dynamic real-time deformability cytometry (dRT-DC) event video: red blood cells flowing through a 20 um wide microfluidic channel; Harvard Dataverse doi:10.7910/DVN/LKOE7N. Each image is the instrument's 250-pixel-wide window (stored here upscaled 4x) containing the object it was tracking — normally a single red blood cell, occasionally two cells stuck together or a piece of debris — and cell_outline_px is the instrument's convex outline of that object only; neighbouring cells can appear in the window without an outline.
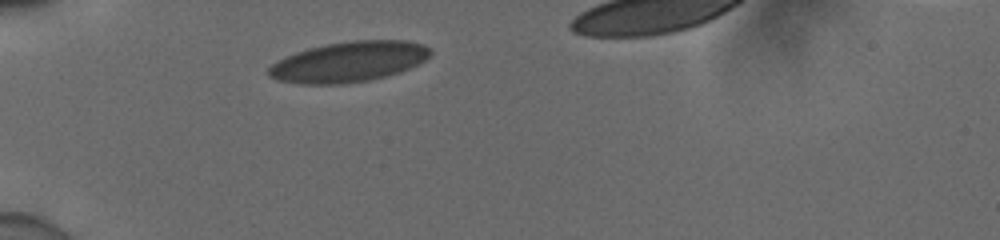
{"species": "human", "species_latin": "Homo sapiens", "temperature_condition": "cold", "stored_images_in_passage": 30, "camera_frame_rate_fps": 3000, "um_per_image_px": 0.085, "donor": {"sex": "male"}, "frame": {"image": 1, "passage_image": 1, "time_ms": 0.0, "image_size_px": [1000, 240], "cell_outline_px": [[432, 56], [400, 72], [368, 80], [344, 84], [300, 84], [276, 80], [268, 76], [268, 68], [276, 60], [284, 56], [308, 48], [328, 44], [352, 40], [408, 40], [424, 44], [432, 48]], "centroid_in_image_um": [29.64, 5.24], "position_along_channel_um": 55.4, "area_um2": 38.32}}
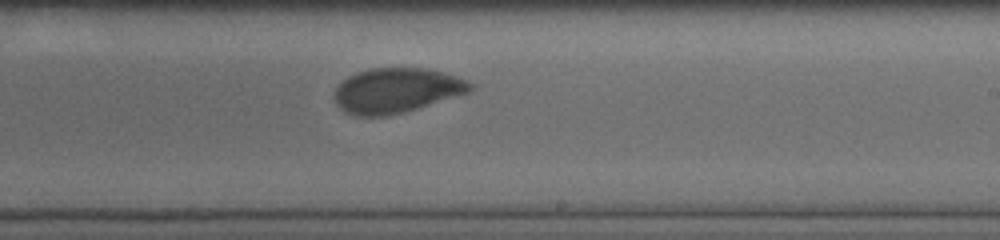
{"frame": {"image": 2, "passage_image": 18, "time_ms": 5.667, "image_size_px": [1000, 240], "cell_outline_px": [[476, 84], [468, 92], [416, 108], [388, 116], [356, 116], [344, 112], [336, 104], [332, 96], [336, 84], [348, 76], [356, 72], [372, 68], [428, 68], [444, 72], [456, 76]], "centroid_in_image_um": [33.63, 7.68], "position_along_channel_um": 255.4, "area_um2": 35.66}}
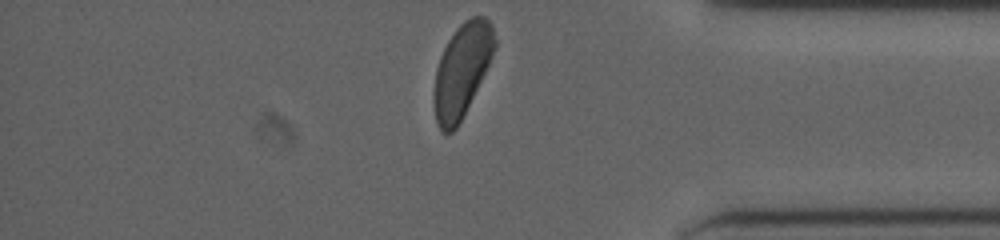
{"frame": {"image": 3, "passage_image": 30, "time_ms": 9.667, "image_size_px": [1000, 240], "cell_outline_px": [[496, 48], [456, 128], [452, 132], [444, 132], [440, 128], [436, 120], [432, 100], [432, 92], [436, 68], [440, 56], [448, 40], [456, 28], [464, 20], [472, 16], [484, 16], [492, 24], [496, 40]], "centroid_in_image_um": [39.23, 5.92], "position_along_channel_um": 396.0, "area_um2": 32.6}, "authors_computed_cell_mechanics": {"area_um2": 36.3273, "velocity_mm_per_s": 3.8903, "shape_relaxation_time_tau1_ms": 3.9351, "shape_relaxation_time_tau2_ms": 0.8645, "deformation_change_tau1": 0.1235, "deformation_change_tau2": 0.0491}}